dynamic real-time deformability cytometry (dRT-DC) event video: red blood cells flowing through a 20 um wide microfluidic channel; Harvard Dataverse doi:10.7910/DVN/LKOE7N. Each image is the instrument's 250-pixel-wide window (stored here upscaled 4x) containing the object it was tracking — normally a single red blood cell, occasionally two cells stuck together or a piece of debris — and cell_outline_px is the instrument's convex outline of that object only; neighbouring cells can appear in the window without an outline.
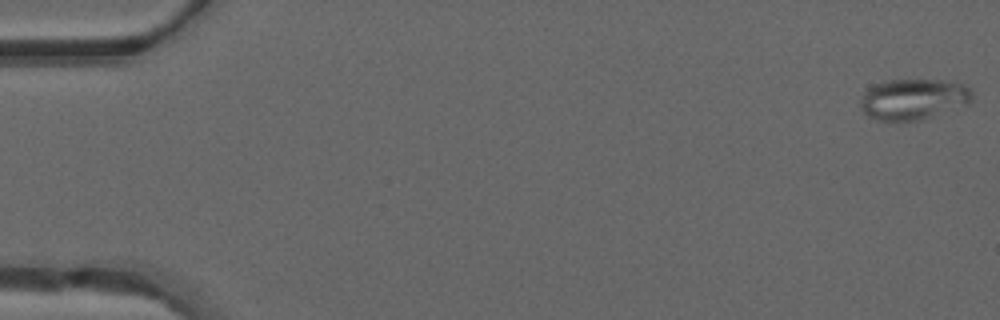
{"species": "common noctule bat (a hibernating species)", "species_latin": "Nyctalus noctula", "temperature_condition": "warm", "stored_images_in_passage": 6, "camera_frame_rate_fps": 3000, "um_per_image_px": 0.085, "animal": {"sex": "male", "forearm_length_mm": 52.5}, "frame": {"image": 1, "passage_image": 1, "time_ms": 0.0, "image_size_px": [1000, 320], "cell_outline_px": [[972, 100], [968, 104], [920, 120], [876, 120], [868, 116], [860, 108], [860, 100], [864, 92], [868, 88], [876, 84], [888, 80], [944, 80], [964, 84], [972, 92]], "centroid_in_image_um": [77.62, 8.42], "position_along_channel_um": 7.4, "area_um2": 26.47}}